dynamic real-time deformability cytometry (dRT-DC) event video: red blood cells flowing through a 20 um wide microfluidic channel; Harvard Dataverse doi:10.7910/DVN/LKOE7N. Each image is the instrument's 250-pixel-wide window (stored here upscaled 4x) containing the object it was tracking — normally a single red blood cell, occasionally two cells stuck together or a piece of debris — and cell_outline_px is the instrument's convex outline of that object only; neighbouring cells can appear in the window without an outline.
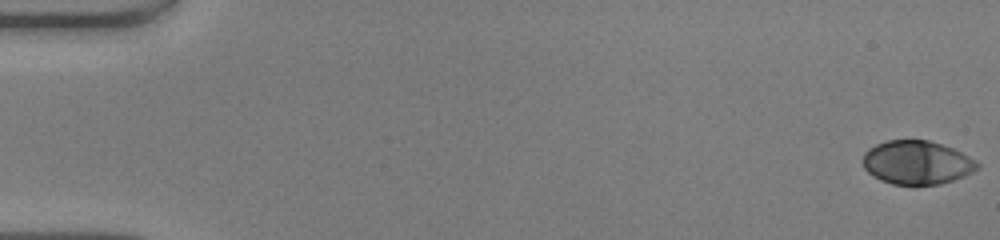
{"species": "human", "species_latin": "Homo sapiens", "temperature_condition": "warm", "stored_images_in_passage": 50, "camera_frame_rate_fps": 3000, "um_per_image_px": 0.085, "donor": {"sex": "male"}, "frame": {"image": 1, "passage_image": 1, "time_ms": 0.0, "image_size_px": [1000, 240], "cell_outline_px": [[980, 168], [964, 176], [940, 184], [916, 188], [912, 188], [892, 184], [880, 180], [872, 176], [864, 168], [864, 152], [868, 148], [876, 144], [888, 140], [928, 140], [952, 148], [976, 160], [980, 164]], "centroid_in_image_um": [77.93, 13.86], "position_along_channel_um": 7.1, "area_um2": 29.77}}
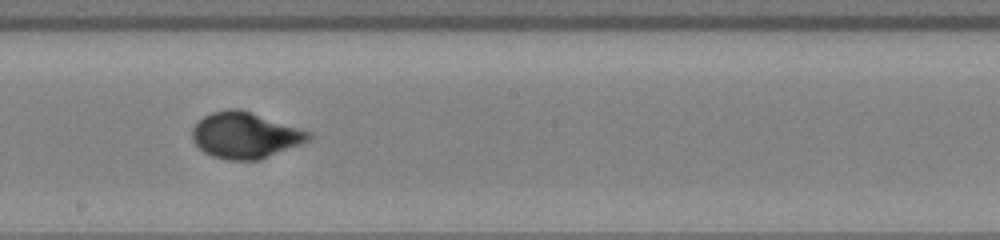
{"frame": {"image": 2, "passage_image": 29, "time_ms": 9.333, "image_size_px": [1000, 240], "cell_outline_px": [[312, 136], [308, 140], [300, 144], [260, 160], [228, 160], [212, 156], [204, 152], [192, 140], [192, 128], [204, 116], [212, 112], [228, 108], [240, 108], [312, 132]], "centroid_in_image_um": [20.83, 11.49], "position_along_channel_um": 227.4, "area_um2": 31.27}}
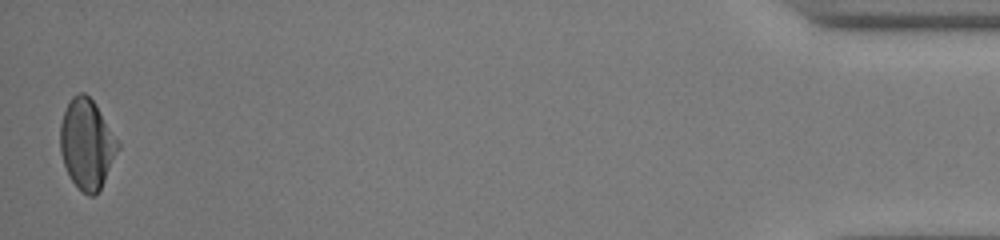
{"frame": {"image": 3, "passage_image": 50, "time_ms": 16.333, "image_size_px": [1000, 240], "cell_outline_px": [[120, 148], [100, 188], [92, 196], [88, 196], [72, 180], [64, 164], [60, 152], [60, 124], [64, 112], [72, 96], [80, 92], [84, 92], [96, 104], [120, 144]], "centroid_in_image_um": [7.38, 12.21], "position_along_channel_um": 427.8, "area_um2": 29.77}, "authors_computed_cell_mechanics": {"area_um2": 29.9115, "velocity_mm_per_s": 4.1608, "shape_relaxation_time_tau1_ms": 3.6197, "shape_relaxation_time_tau2_ms": null, "deformation_change_tau1": 0.205, "deformation_change_tau2": null}}